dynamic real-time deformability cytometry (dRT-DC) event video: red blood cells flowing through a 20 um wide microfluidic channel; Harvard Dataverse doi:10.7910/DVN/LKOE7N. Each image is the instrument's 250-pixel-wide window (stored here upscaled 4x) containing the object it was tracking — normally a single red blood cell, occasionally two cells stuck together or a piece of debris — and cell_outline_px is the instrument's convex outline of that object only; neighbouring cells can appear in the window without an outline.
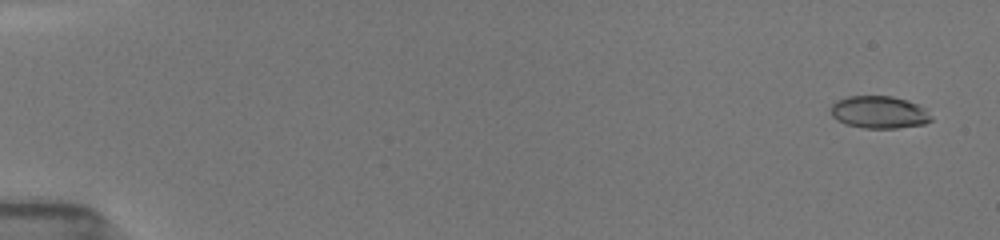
{"species": "common noctule bat (a hibernating species)", "species_latin": "Nyctalus noctula", "temperature_condition": "room temperature", "stored_images_in_passage": 54, "camera_frame_rate_fps": 3000, "um_per_image_px": 0.085, "animal": {"sex": "female", "body_mass_g": 19.5, "forearm_length_mm": 54.1}, "frame": {"image": 1, "passage_image": 3, "time_ms": 0.667, "image_size_px": [1000, 240], "cell_outline_px": [[932, 120], [924, 124], [896, 128], [864, 128], [844, 124], [836, 120], [832, 116], [828, 108], [836, 100], [848, 96], [892, 96], [908, 100], [924, 108], [932, 116]], "centroid_in_image_um": [74.68, 9.54], "position_along_channel_um": 10.3, "area_um2": 19.19}}
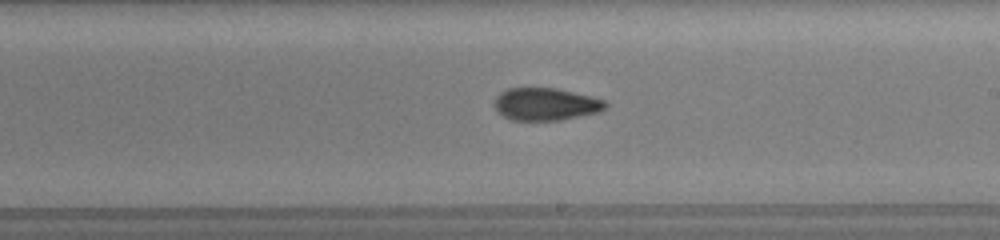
{"frame": {"image": 2, "passage_image": 33, "time_ms": 10.667, "image_size_px": [1000, 240], "cell_outline_px": [[608, 104], [600, 112], [560, 120], [512, 120], [504, 116], [496, 108], [496, 96], [500, 92], [508, 88], [556, 88], [592, 96], [604, 100]], "centroid_in_image_um": [46.42, 8.85], "position_along_channel_um": 242.6, "area_um2": 20.87}}
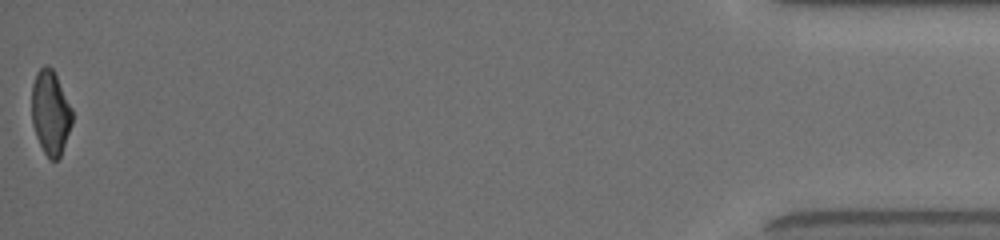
{"frame": {"image": 3, "passage_image": 54, "time_ms": 17.667, "image_size_px": [1000, 240], "cell_outline_px": [[72, 124], [60, 156], [56, 160], [48, 160], [36, 136], [32, 124], [32, 84], [36, 72], [44, 64], [52, 68], [72, 108]], "centroid_in_image_um": [4.28, 9.57], "position_along_channel_um": 430.9, "area_um2": 19.83}, "authors_computed_cell_mechanics": {"area_um2": 20.6924, "velocity_mm_per_s": 3.926, "shape_relaxation_time_tau1_ms": 4.9585, "shape_relaxation_time_tau2_ms": 2.4759, "deformation_change_tau1": 0.175, "deformation_change_tau2": 0.0854}}